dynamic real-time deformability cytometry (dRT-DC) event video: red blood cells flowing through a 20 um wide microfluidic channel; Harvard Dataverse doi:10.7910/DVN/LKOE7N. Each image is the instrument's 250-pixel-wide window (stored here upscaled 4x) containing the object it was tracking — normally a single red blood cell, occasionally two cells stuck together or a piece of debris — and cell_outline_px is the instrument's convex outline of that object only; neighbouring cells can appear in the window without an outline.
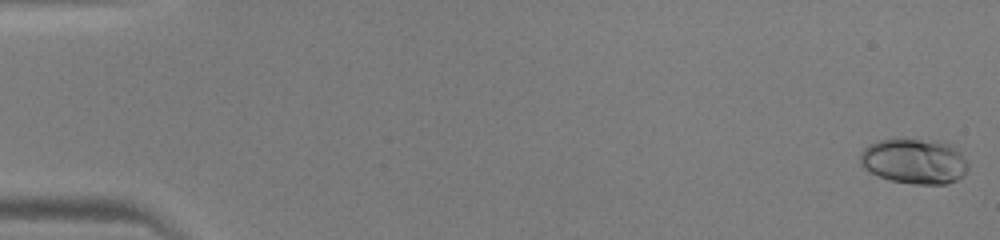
{"species": "human", "species_latin": "Homo sapiens", "temperature_condition": "warm", "stored_images_in_passage": 48, "camera_frame_rate_fps": 3000, "um_per_image_px": 0.085, "donor": {"sex": "male"}, "frame": {"image": 1, "passage_image": 1, "time_ms": 0.0, "image_size_px": [1000, 240], "cell_outline_px": [[968, 168], [964, 176], [948, 184], [912, 184], [888, 180], [864, 168], [860, 164], [860, 152], [868, 144], [880, 140], [936, 140], [948, 144], [960, 152], [968, 164]], "centroid_in_image_um": [77.72, 13.72], "position_along_channel_um": 7.3, "area_um2": 28.38}}
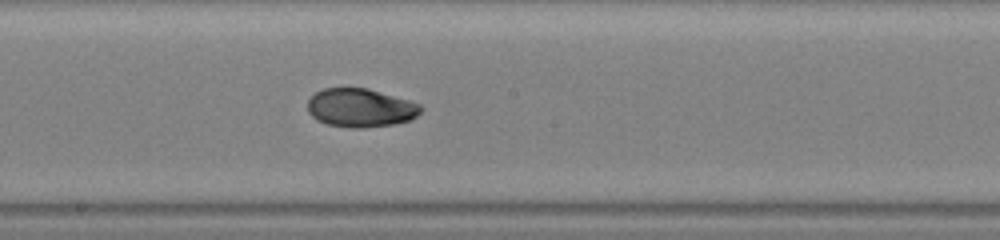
{"frame": {"image": 2, "passage_image": 27, "time_ms": 8.667, "image_size_px": [1000, 240], "cell_outline_px": [[424, 108], [416, 116], [408, 120], [392, 124], [364, 128], [352, 128], [328, 124], [316, 120], [308, 112], [308, 100], [316, 92], [324, 88], [368, 88], [408, 100], [420, 104]], "centroid_in_image_um": [30.63, 9.16], "position_along_channel_um": 217.6, "area_um2": 25.32}}
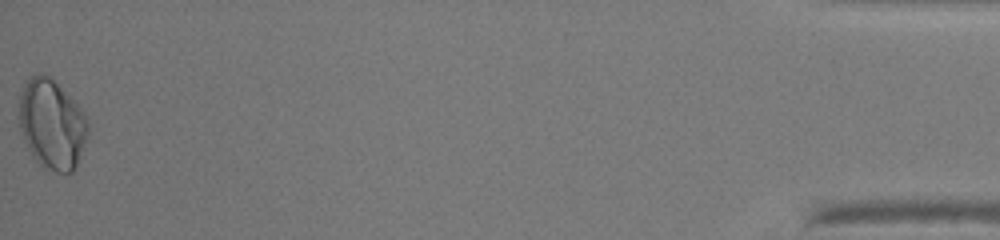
{"frame": {"image": 3, "passage_image": 48, "time_ms": 15.667, "image_size_px": [1000, 240], "cell_outline_px": [[88, 132], [84, 148], [76, 168], [72, 172], [56, 172], [44, 168], [36, 160], [24, 140], [20, 132], [20, 96], [24, 84], [32, 76], [40, 72], [44, 72], [88, 116]], "centroid_in_image_um": [4.43, 10.59], "position_along_channel_um": 430.8, "area_um2": 35.66}}